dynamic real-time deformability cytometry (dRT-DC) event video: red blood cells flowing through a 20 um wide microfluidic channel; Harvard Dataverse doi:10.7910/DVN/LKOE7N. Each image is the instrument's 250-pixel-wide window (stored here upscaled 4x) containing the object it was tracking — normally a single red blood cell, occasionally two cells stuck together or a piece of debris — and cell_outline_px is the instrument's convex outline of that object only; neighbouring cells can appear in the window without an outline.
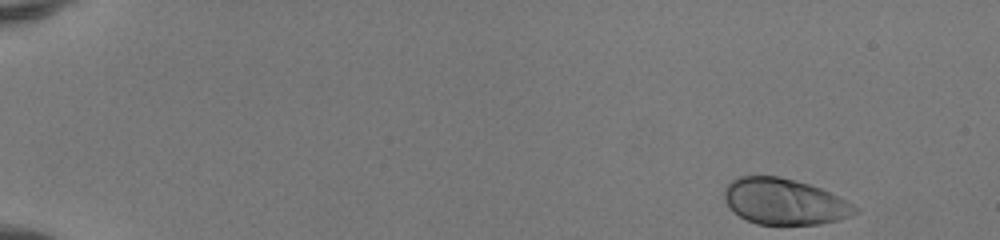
{"species": "human", "species_latin": "Homo sapiens", "temperature_condition": "room temperature", "stored_images_in_passage": 47, "camera_frame_rate_fps": 3000, "um_per_image_px": 0.085, "donor": {"sex": "female"}, "frame": {"image": 1, "passage_image": 1, "time_ms": 0.0, "image_size_px": [1000, 240], "cell_outline_px": [[860, 212], [852, 216], [840, 220], [820, 224], [756, 224], [732, 212], [724, 200], [724, 188], [732, 180], [740, 176], [776, 176], [808, 184], [820, 188], [860, 208]], "centroid_in_image_um": [66.67, 17.15], "position_along_channel_um": 18.3, "area_um2": 34.97}}
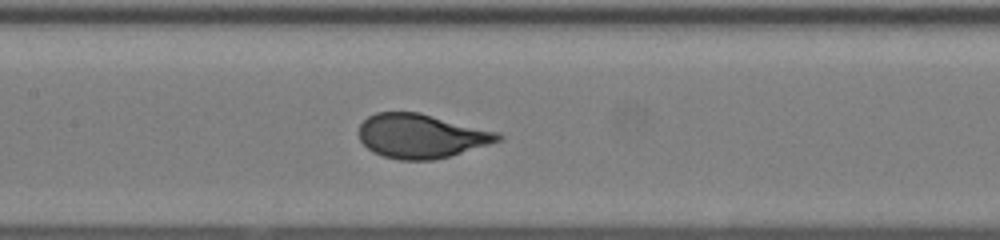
{"frame": {"image": 2, "passage_image": 23, "time_ms": 7.333, "image_size_px": [1000, 240], "cell_outline_px": [[504, 136], [500, 140], [488, 144], [448, 156], [432, 160], [400, 160], [384, 156], [372, 152], [360, 140], [360, 124], [368, 116], [376, 112], [420, 112], [500, 132]], "centroid_in_image_um": [35.8, 11.55], "position_along_channel_um": 171.6, "area_um2": 35.66}}
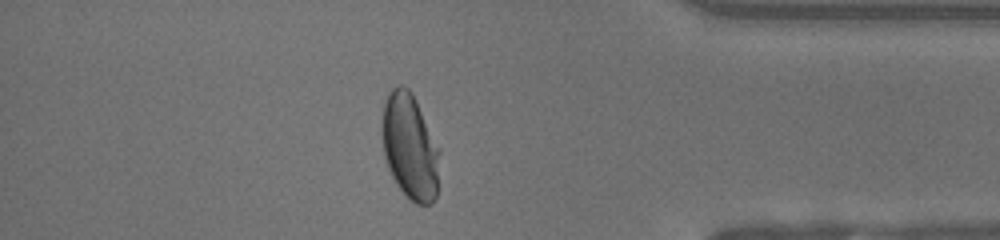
{"frame": {"image": 3, "passage_image": 41, "time_ms": 13.333, "image_size_px": [1000, 240], "cell_outline_px": [[440, 152], [436, 196], [432, 204], [416, 204], [396, 184], [388, 168], [384, 156], [380, 128], [384, 104], [392, 88], [396, 84], [400, 84], [408, 88], [412, 92], [440, 148]], "centroid_in_image_um": [34.83, 12.44], "position_along_channel_um": 400.4, "area_um2": 35.72}, "authors_computed_cell_mechanics": {"area_um2": 35.6626, "velocity_mm_per_s": 4.1454, "shape_relaxation_time_tau1_ms": 2.8264, "shape_relaxation_time_tau2_ms": null, "deformation_change_tau1": 0.1725, "deformation_change_tau2": null}}